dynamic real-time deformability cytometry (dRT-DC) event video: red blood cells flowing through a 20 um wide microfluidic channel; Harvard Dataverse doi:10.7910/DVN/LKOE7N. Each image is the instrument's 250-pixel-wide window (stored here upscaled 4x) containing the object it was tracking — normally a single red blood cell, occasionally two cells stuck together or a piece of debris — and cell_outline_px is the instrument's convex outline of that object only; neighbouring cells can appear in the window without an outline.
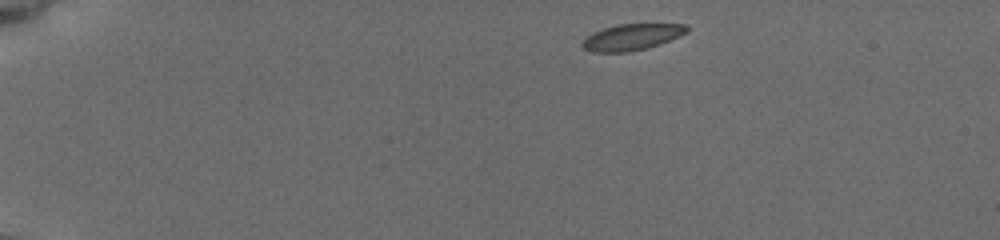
{"species": "common noctule bat (a hibernating species)", "species_latin": "Nyctalus noctula", "temperature_condition": "cold", "stored_images_in_passage": 13, "camera_frame_rate_fps": 3000, "um_per_image_px": 0.085, "animal": {"sex": "female", "body_mass_g": 19.5, "forearm_length_mm": 54.1}, "frame": {"image": 1, "passage_image": 1, "time_ms": 0.0, "image_size_px": [1000, 240], "cell_outline_px": [[688, 32], [680, 36], [660, 44], [648, 48], [628, 52], [592, 52], [584, 48], [580, 44], [592, 32], [616, 24], [688, 24]], "centroid_in_image_um": [53.72, 3.15], "position_along_channel_um": 31.3, "area_um2": 16.07}}
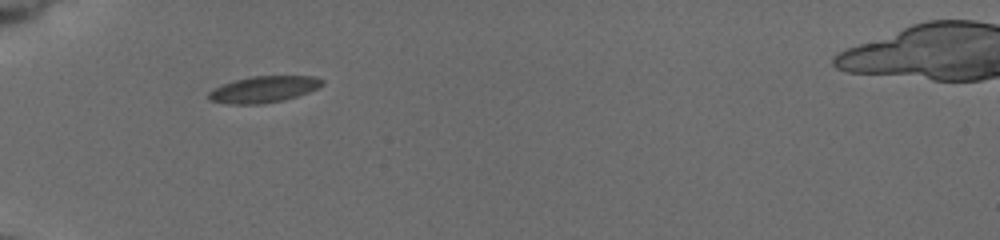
{"frame": {"image": 2, "passage_image": 12, "time_ms": 3.0, "image_size_px": [1000, 240], "cell_outline_px": [[324, 84], [308, 92], [296, 96], [280, 100], [260, 104], [232, 104], [208, 100], [208, 92], [224, 84], [236, 80], [252, 76], [316, 76], [324, 80]], "centroid_in_image_um": [22.43, 7.58], "position_along_channel_um": 62.6, "area_um2": 17.17}}